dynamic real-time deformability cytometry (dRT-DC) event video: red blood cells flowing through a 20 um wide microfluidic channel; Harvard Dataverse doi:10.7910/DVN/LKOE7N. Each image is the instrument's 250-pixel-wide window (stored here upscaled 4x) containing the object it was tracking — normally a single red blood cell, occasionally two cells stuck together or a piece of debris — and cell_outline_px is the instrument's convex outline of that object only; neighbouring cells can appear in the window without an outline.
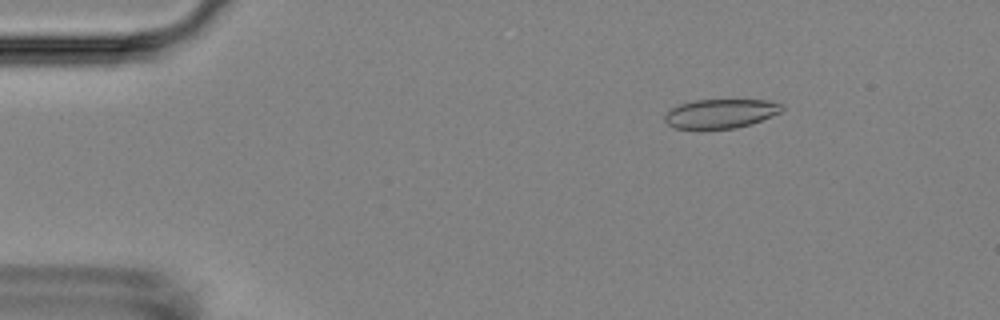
{"species": "Egyptian fruit bat (a non-hibernating species)", "species_latin": "Rousettus aegyptiacus", "temperature_condition": "room temperature", "stored_images_in_passage": 5, "camera_frame_rate_fps": 3000, "um_per_image_px": 0.085, "animal": {"sex": "female"}, "frame": {"image": 1, "passage_image": 3, "time_ms": 2.333, "image_size_px": [1000, 320], "cell_outline_px": [[784, 108], [780, 112], [760, 120], [736, 128], [676, 128], [668, 124], [664, 120], [664, 116], [672, 108], [680, 104], [696, 100], [768, 100], [784, 104]], "centroid_in_image_um": [61.27, 9.64], "position_along_channel_um": 23.7, "area_um2": 19.54}}